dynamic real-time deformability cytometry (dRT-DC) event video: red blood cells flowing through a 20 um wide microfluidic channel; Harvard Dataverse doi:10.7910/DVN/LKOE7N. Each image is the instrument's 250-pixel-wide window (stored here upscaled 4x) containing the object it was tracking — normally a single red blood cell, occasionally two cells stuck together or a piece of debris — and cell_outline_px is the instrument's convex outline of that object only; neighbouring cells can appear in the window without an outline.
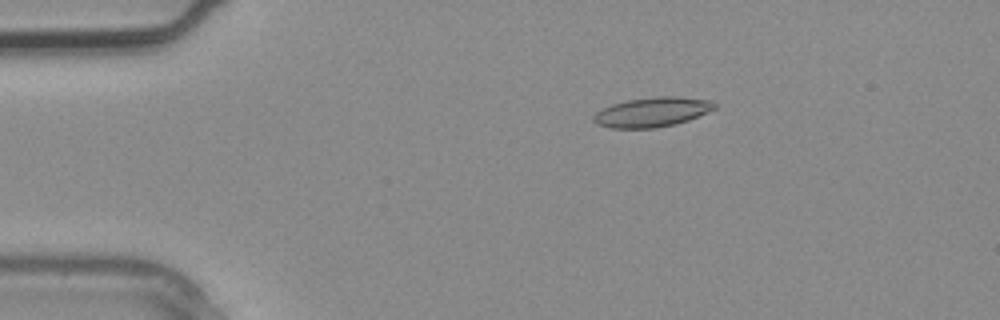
{"species": "common noctule bat (a hibernating species)", "species_latin": "Nyctalus noctula", "temperature_condition": "warm", "stored_images_in_passage": 3, "camera_frame_rate_fps": 3000, "um_per_image_px": 0.085, "animal": {"sex": "male", "body_mass_g": 20.4}, "frame": {"image": 1, "passage_image": 2, "time_ms": 0.333, "image_size_px": [1000, 320], "cell_outline_px": [[716, 108], [708, 112], [688, 120], [676, 124], [656, 128], [612, 128], [596, 124], [592, 120], [592, 116], [596, 112], [612, 104], [628, 100], [656, 96], [680, 96], [712, 100], [716, 104]], "centroid_in_image_um": [55.45, 9.52], "position_along_channel_um": 29.6, "area_um2": 21.04}}
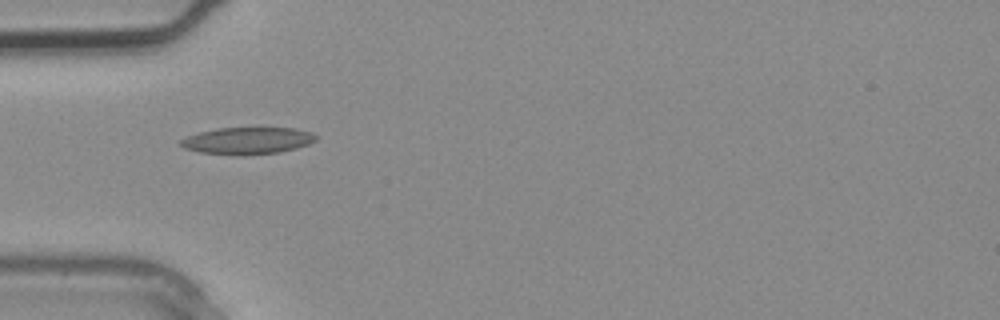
{"frame": {"image": 2, "passage_image": 3, "time_ms": 0.667, "image_size_px": [1000, 320], "cell_outline_px": [[316, 140], [308, 144], [296, 148], [280, 152], [240, 156], [200, 152], [184, 148], [180, 144], [180, 140], [188, 136], [200, 132], [216, 128], [296, 128], [312, 132], [316, 136]], "centroid_in_image_um": [21.04, 11.96], "position_along_channel_um": 64.0, "area_um2": 21.27}}